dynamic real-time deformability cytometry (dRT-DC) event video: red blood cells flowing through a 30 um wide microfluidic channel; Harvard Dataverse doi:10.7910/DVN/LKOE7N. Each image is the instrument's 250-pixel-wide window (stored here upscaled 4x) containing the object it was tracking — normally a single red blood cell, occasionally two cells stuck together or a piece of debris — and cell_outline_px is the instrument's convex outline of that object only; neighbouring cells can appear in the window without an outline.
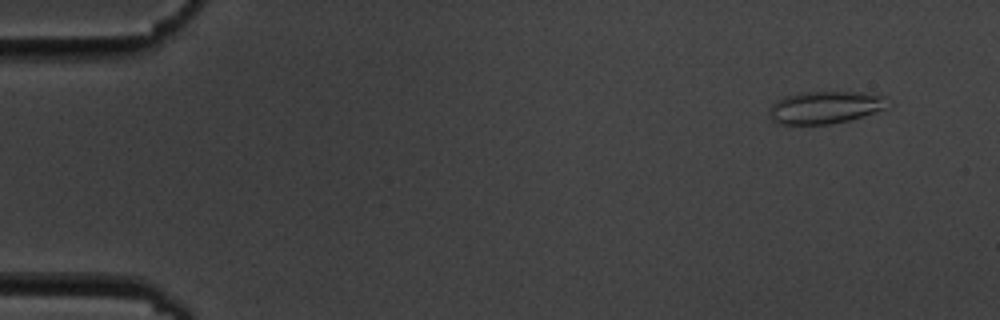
{"species": "common noctule bat (a hibernating species)", "species_latin": "Nyctalus noctula", "temperature_condition": "cold", "stored_images_in_passage": 8, "segment_of_instrument_passage": [2, 2], "camera_frame_rate_fps": 3000, "um_per_image_px": 0.085, "animal": {"sex": "male", "body_mass_g": 19.5, "forearm_length_mm": 54.6}, "frame": {"image": 1, "passage_image": 8, "time_ms": 9.0, "image_size_px": [1000, 320], "cell_outline_px": [[892, 100], [884, 108], [864, 116], [848, 120], [828, 124], [776, 124], [772, 120], [768, 112], [772, 104], [776, 100], [784, 96], [800, 92], [864, 92], [884, 96]], "centroid_in_image_um": [70.12, 9.12], "position_along_channel_um": 14.9, "area_um2": 22.54}}